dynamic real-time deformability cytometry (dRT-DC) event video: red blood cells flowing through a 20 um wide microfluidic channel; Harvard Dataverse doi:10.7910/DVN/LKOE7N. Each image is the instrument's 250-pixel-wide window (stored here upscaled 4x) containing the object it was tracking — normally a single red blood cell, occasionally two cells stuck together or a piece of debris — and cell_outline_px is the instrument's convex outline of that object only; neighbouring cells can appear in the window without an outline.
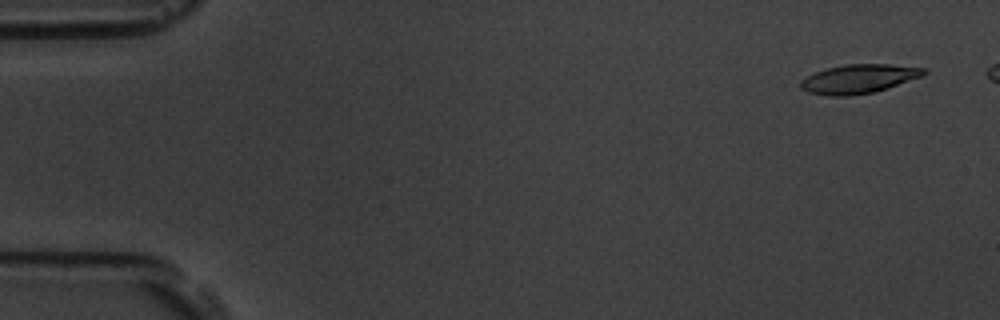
{"species": "common noctule bat (a hibernating species)", "species_latin": "Nyctalus noctula", "temperature_condition": "room temperature", "stored_images_in_passage": 14, "camera_frame_rate_fps": 3000, "um_per_image_px": 0.085, "animal": {"sex": "male", "body_mass_g": 19.5, "forearm_length_mm": 54.6}, "frame": {"image": 1, "passage_image": 3, "time_ms": 0.667, "image_size_px": [1000, 320], "cell_outline_px": [[928, 72], [924, 76], [872, 92], [848, 96], [828, 96], [808, 92], [800, 88], [800, 80], [816, 72], [828, 68], [844, 64], [888, 64], [928, 68]], "centroid_in_image_um": [73.01, 6.69], "position_along_channel_um": 12.0, "area_um2": 20.75}}